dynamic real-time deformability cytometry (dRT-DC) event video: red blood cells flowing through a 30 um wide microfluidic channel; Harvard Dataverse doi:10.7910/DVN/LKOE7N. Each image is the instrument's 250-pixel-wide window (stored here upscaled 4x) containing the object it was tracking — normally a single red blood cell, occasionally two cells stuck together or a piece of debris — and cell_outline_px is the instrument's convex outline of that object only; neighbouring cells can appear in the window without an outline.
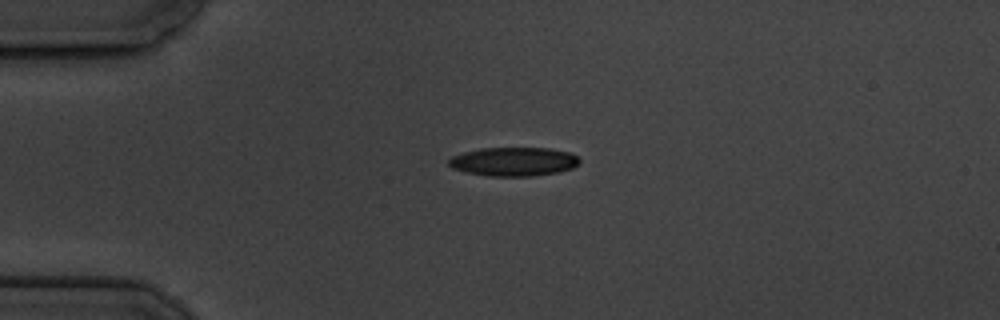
{"species": "common noctule bat (a hibernating species)", "species_latin": "Nyctalus noctula", "temperature_condition": "cold", "stored_images_in_passage": 3, "camera_frame_rate_fps": 3000, "um_per_image_px": 0.085, "animal": {"sex": "male", "body_mass_g": 19.5, "forearm_length_mm": 54.6}, "frame": {"image": 1, "passage_image": 1, "time_ms": 0.0, "image_size_px": [1000, 320], "cell_outline_px": [[580, 164], [572, 168], [560, 172], [532, 176], [488, 176], [468, 172], [452, 168], [448, 164], [448, 160], [452, 156], [464, 152], [480, 148], [552, 148], [572, 152], [580, 160]], "centroid_in_image_um": [43.71, 13.73], "position_along_channel_um": 41.3, "area_um2": 22.14}}
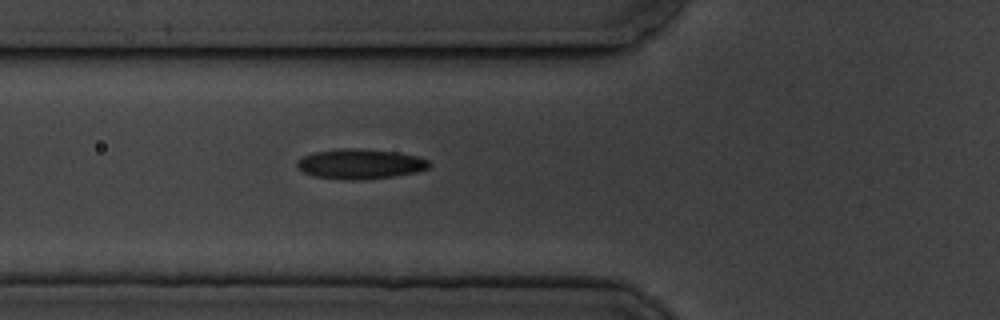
{"frame": {"image": 2, "passage_image": 3, "time_ms": 2.333, "image_size_px": [1000, 320], "cell_outline_px": [[432, 164], [428, 168], [416, 172], [392, 176], [360, 180], [352, 180], [312, 176], [304, 172], [296, 164], [296, 160], [304, 156], [316, 152], [344, 148], [360, 148], [396, 152], [416, 156], [428, 160]], "centroid_in_image_um": [30.62, 13.93], "position_along_channel_um": 95.2, "area_um2": 22.89}}